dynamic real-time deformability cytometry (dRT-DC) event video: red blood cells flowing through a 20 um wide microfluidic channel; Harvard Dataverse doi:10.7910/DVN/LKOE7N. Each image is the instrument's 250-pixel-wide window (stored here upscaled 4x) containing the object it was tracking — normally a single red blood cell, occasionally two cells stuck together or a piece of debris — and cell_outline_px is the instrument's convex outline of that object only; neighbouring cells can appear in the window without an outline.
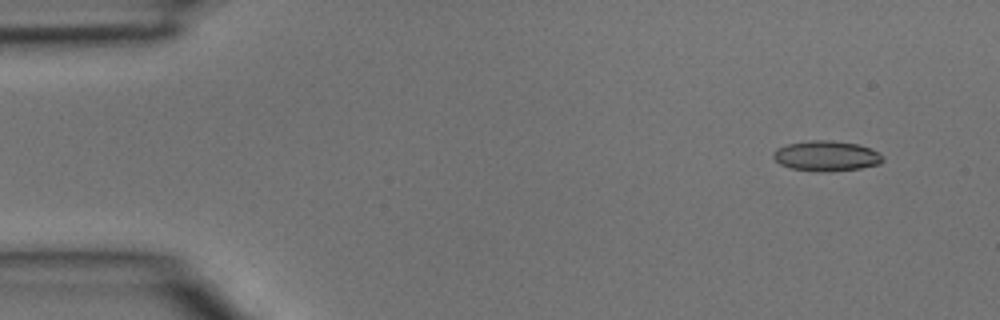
{"species": "common noctule bat (a hibernating species)", "species_latin": "Nyctalus noctula", "temperature_condition": "room temperature", "stored_images_in_passage": 2, "camera_frame_rate_fps": 3000, "um_per_image_px": 0.085, "animal": {"sex": "male", "body_mass_g": 15.6}, "frame": {"image": 1, "passage_image": 2, "time_ms": 0.333, "image_size_px": [1000, 320], "cell_outline_px": [[884, 160], [880, 164], [860, 168], [792, 168], [780, 164], [772, 156], [772, 152], [776, 148], [788, 144], [808, 140], [832, 140], [856, 144], [868, 148], [884, 156]], "centroid_in_image_um": [70.22, 13.19], "position_along_channel_um": 14.8, "area_um2": 18.21}}